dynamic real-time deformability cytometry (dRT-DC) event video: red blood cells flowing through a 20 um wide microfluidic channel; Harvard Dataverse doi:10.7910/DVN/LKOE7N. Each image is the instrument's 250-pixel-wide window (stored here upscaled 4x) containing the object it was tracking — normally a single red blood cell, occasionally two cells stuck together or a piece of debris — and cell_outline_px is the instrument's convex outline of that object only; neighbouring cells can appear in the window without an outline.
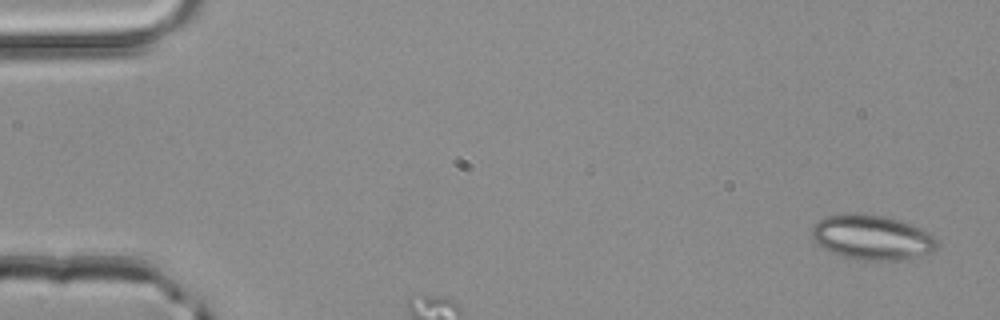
{"species": "common noctule bat (a hibernating species)", "species_latin": "Nyctalus noctula", "temperature_condition": "room temperature", "stored_images_in_passage": 4, "camera_frame_rate_fps": 3000, "um_per_image_px": 0.085, "animal": {"sex": "male", "body_mass_g": 20.4}, "frame": {"image": 1, "passage_image": 1, "time_ms": 0.0, "image_size_px": [1000, 320], "cell_outline_px": [[936, 248], [932, 252], [908, 260], [856, 260], [840, 256], [816, 244], [812, 240], [812, 228], [824, 216], [884, 216], [900, 220], [920, 228], [928, 232], [936, 240]], "centroid_in_image_um": [74.14, 20.24], "position_along_channel_um": 10.9, "area_um2": 32.08}}